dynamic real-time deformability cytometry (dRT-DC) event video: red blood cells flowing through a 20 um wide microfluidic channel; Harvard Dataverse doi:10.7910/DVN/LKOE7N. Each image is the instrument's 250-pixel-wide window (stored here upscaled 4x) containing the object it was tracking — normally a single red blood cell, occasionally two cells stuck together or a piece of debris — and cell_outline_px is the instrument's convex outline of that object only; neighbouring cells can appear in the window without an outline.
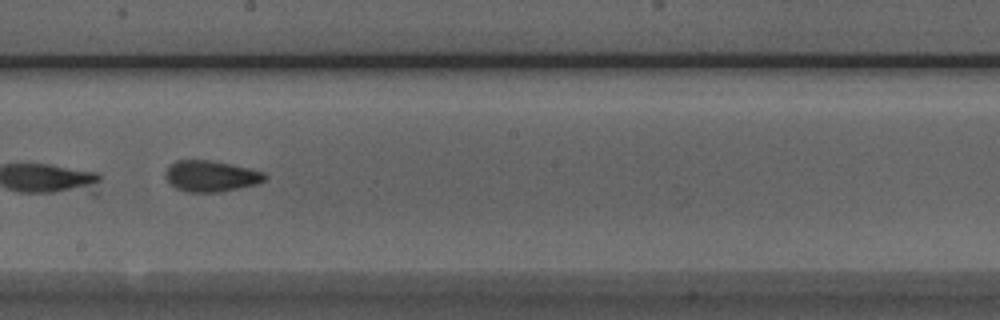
{"species": "Egyptian fruit bat (a non-hibernating species)", "species_latin": "Rousettus aegyptiacus", "temperature_condition": "room temperature", "stored_images_in_passage": 10, "camera_frame_rate_fps": 3000, "um_per_image_px": 0.085, "animal": {"sex": "male"}, "frame": {"image": 1, "passage_image": 9, "time_ms": 2.667, "image_size_px": [1000, 320], "cell_outline_px": [[268, 176], [264, 180], [256, 184], [220, 192], [188, 192], [176, 188], [164, 176], [168, 168], [176, 160], [208, 160], [248, 168], [264, 172]], "centroid_in_image_um": [17.93, 14.97], "position_along_channel_um": 230.3, "area_um2": 17.69}}